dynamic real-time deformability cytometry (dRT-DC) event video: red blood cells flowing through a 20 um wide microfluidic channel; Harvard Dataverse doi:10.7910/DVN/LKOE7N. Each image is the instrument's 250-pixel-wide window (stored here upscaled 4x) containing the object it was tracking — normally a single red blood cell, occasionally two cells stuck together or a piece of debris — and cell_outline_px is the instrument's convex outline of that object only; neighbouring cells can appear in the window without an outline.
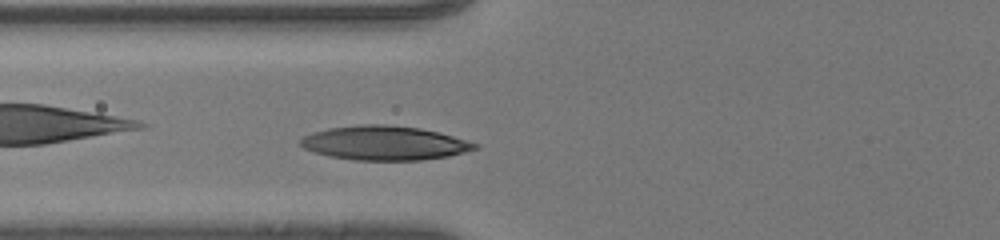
{"species": "human", "species_latin": "Homo sapiens", "temperature_condition": "room temperature", "stored_images_in_passage": 33, "camera_frame_rate_fps": 3000, "um_per_image_px": 0.085, "donor": {"sex": "male"}, "frame": {"image": 1, "passage_image": 7, "time_ms": 2.0, "image_size_px": [1000, 240], "cell_outline_px": [[480, 148], [448, 156], [424, 160], [352, 160], [328, 156], [304, 148], [300, 144], [300, 140], [304, 136], [312, 132], [328, 128], [360, 124], [384, 124], [420, 128], [440, 132], [480, 144]], "centroid_in_image_um": [32.7, 12.15], "position_along_channel_um": 93.1, "area_um2": 34.91}}
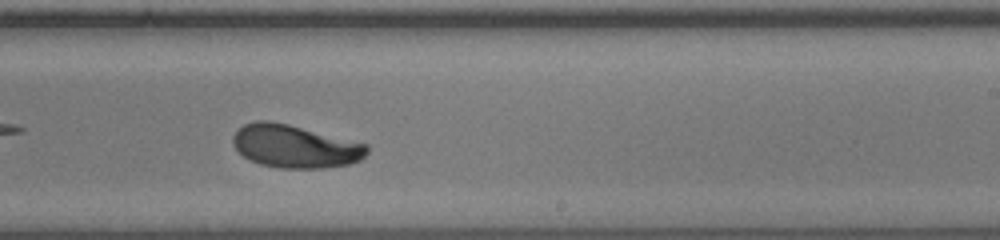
{"frame": {"image": 2, "passage_image": 19, "time_ms": 6.0, "image_size_px": [1000, 240], "cell_outline_px": [[368, 152], [360, 160], [352, 164], [324, 168], [280, 168], [260, 164], [244, 156], [232, 144], [232, 136], [244, 124], [256, 120], [272, 120], [368, 144]], "centroid_in_image_um": [25.08, 12.43], "position_along_channel_um": 263.9, "area_um2": 33.58}}
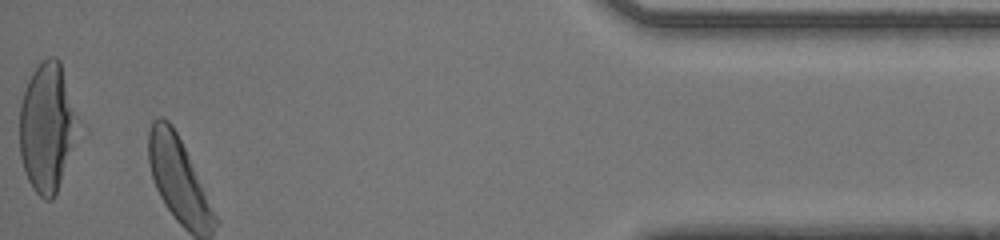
{"frame": {"image": 3, "passage_image": 33, "time_ms": 10.667, "image_size_px": [1000, 240], "cell_outline_px": [[72, 112], [68, 148], [56, 196], [52, 200], [44, 200], [32, 188], [28, 180], [20, 156], [20, 104], [28, 80], [32, 72], [40, 60], [48, 56], [56, 56], [60, 60], [72, 108]], "centroid_in_image_um": [3.85, 10.78], "position_along_channel_um": 431.4, "area_um2": 40.92}, "authors_computed_cell_mechanics": {"area_um2": 33.6974, "velocity_mm_per_s": 4.2793, "shape_relaxation_time_tau1_ms": 4.5863, "shape_relaxation_time_tau2_ms": null, "deformation_change_tau1": 0.1941, "deformation_change_tau2": null}}